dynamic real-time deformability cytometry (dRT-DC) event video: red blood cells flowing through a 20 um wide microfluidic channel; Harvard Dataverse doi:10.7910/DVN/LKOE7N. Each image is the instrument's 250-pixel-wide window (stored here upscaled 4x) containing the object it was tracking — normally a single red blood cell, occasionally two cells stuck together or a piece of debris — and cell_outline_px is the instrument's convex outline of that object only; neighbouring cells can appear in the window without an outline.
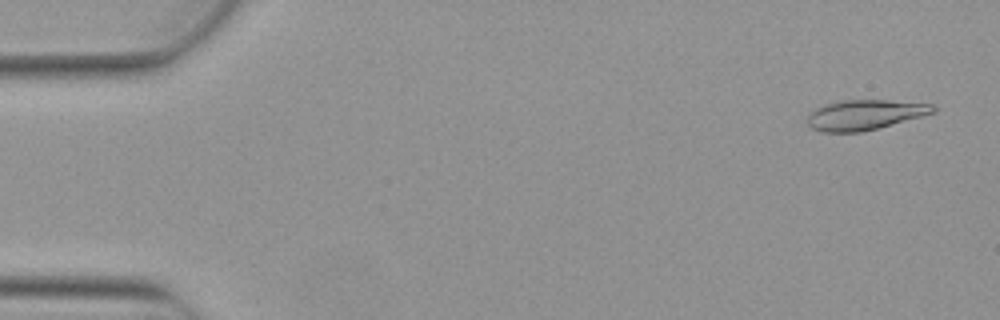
{"species": "Egyptian fruit bat (a non-hibernating species)", "species_latin": "Rousettus aegyptiacus", "temperature_condition": "warm", "stored_images_in_passage": 6, "camera_frame_rate_fps": 3000, "um_per_image_px": 0.085, "animal": {"sex": "female"}, "frame": {"image": 1, "passage_image": 1, "time_ms": 0.0, "image_size_px": [1000, 320], "cell_outline_px": [[936, 112], [876, 128], [860, 132], [820, 132], [812, 128], [808, 124], [808, 116], [816, 108], [824, 104], [836, 100], [888, 100], [932, 104], [936, 108]], "centroid_in_image_um": [73.48, 9.75], "position_along_channel_um": 11.5, "area_um2": 21.85}}
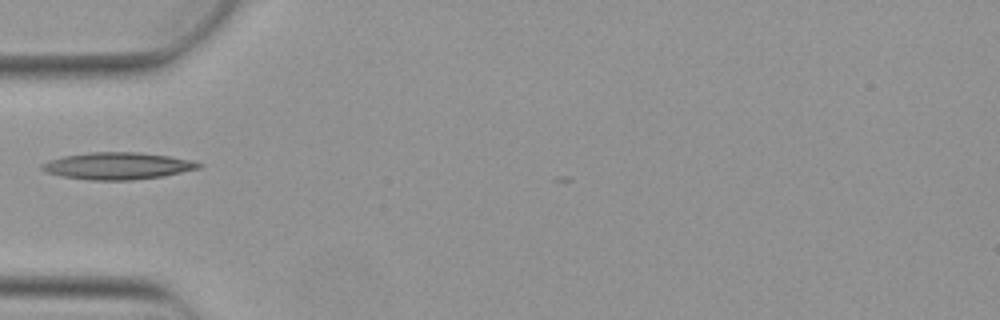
{"frame": {"image": 2, "passage_image": 5, "time_ms": 1.333, "image_size_px": [1000, 320], "cell_outline_px": [[204, 164], [200, 168], [164, 176], [132, 180], [88, 180], [60, 176], [44, 172], [40, 168], [40, 164], [48, 160], [64, 156], [88, 152], [140, 152], [168, 156], [192, 160]], "centroid_in_image_um": [9.97, 14.1], "position_along_channel_um": 75.0, "area_um2": 24.91}}
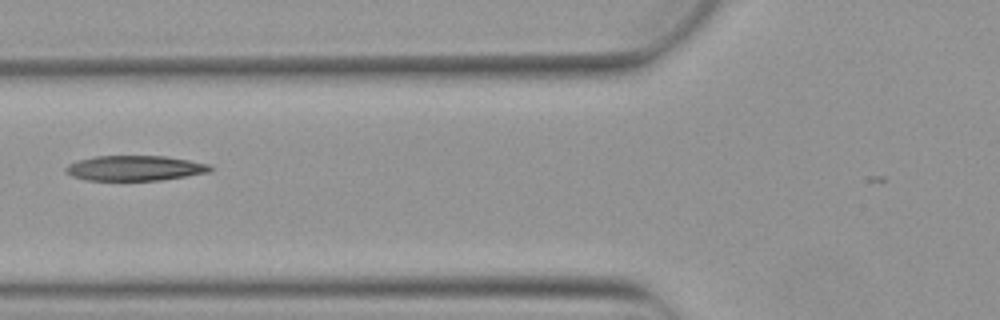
{"frame": {"image": 3, "passage_image": 6, "time_ms": 1.667, "image_size_px": [1000, 320], "cell_outline_px": [[212, 168], [208, 172], [160, 180], [84, 180], [72, 176], [64, 172], [64, 168], [68, 164], [80, 160], [96, 156], [164, 156], [212, 164]], "centroid_in_image_um": [11.43, 14.29], "position_along_channel_um": 114.4, "area_um2": 21.04}}